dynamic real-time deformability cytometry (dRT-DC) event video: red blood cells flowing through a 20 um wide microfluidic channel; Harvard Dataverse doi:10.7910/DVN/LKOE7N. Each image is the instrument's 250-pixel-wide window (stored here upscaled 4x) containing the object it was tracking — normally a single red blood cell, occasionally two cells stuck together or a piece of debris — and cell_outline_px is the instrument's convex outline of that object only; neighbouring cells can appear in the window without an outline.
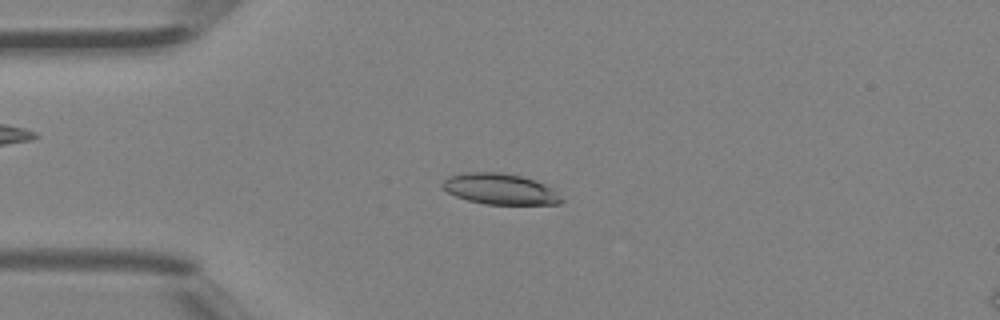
{"species": "Egyptian fruit bat (a non-hibernating species)", "species_latin": "Rousettus aegyptiacus", "temperature_condition": "room temperature", "stored_images_in_passage": 39, "camera_frame_rate_fps": 3000, "um_per_image_px": 0.085, "animal": {"sex": "female"}, "frame": {"image": 1, "passage_image": 5, "time_ms": 1.333, "image_size_px": [1000, 320], "cell_outline_px": [[564, 200], [560, 204], [484, 204], [468, 200], [456, 196], [448, 192], [440, 184], [448, 176], [464, 172], [500, 172], [520, 176], [536, 180], [552, 188]], "centroid_in_image_um": [42.5, 16.06], "position_along_channel_um": 42.5, "area_um2": 21.39}}
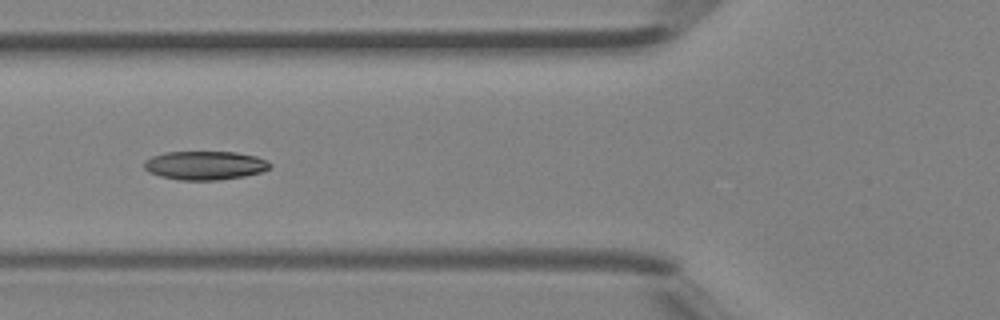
{"frame": {"image": 2, "passage_image": 11, "time_ms": 3.333, "image_size_px": [1000, 320], "cell_outline_px": [[272, 168], [260, 172], [244, 176], [220, 180], [180, 180], [160, 176], [148, 172], [144, 168], [144, 160], [152, 156], [164, 152], [236, 152], [256, 156], [268, 160], [272, 164]], "centroid_in_image_um": [17.43, 14.06], "position_along_channel_um": 108.4, "area_um2": 21.27}}
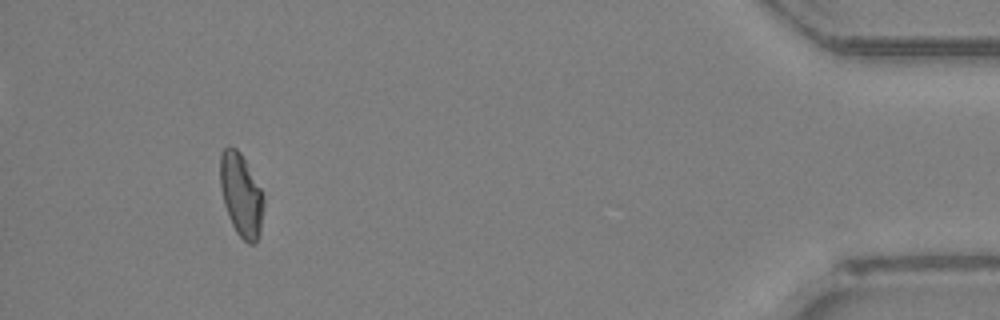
{"frame": {"image": 3, "passage_image": 36, "time_ms": 11.667, "image_size_px": [1000, 320], "cell_outline_px": [[264, 204], [260, 232], [256, 244], [248, 244], [236, 232], [228, 216], [224, 204], [220, 188], [220, 152], [228, 144], [236, 148], [240, 152], [260, 188], [264, 196]], "centroid_in_image_um": [20.48, 16.57], "position_along_channel_um": 414.7, "area_um2": 21.15}}